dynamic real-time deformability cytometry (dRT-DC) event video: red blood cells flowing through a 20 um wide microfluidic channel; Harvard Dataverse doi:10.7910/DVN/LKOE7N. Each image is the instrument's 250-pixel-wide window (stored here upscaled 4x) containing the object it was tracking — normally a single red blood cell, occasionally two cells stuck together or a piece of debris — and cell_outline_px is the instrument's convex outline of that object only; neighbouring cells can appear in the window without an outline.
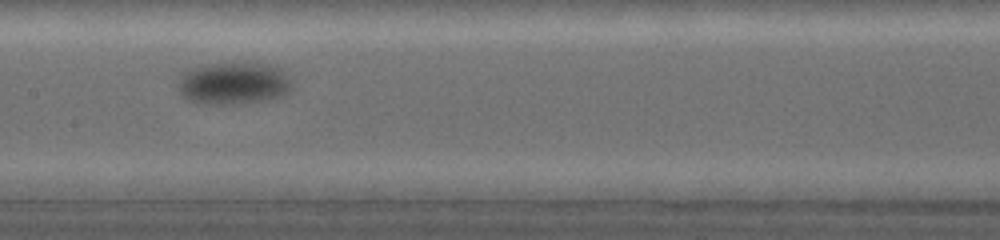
{"species": "common noctule bat (a hibernating species)", "species_latin": "Nyctalus noctula", "temperature_condition": "warm", "stored_images_in_passage": 44, "camera_frame_rate_fps": 5000, "um_per_image_px": 0.085, "animal": {"sex": "female", "body_mass_g": 19.0, "forearm_length_mm": 53.3}, "frame": {"image": 1, "passage_image": 13, "time_ms": 3.0, "image_size_px": [1000, 240], "cell_outline_px": [[292, 88], [288, 92], [280, 96], [264, 100], [240, 104], [204, 104], [188, 100], [180, 96], [176, 88], [180, 80], [188, 68], [204, 64], [244, 60], [268, 64], [288, 68], [292, 84]], "centroid_in_image_um": [19.9, 7.03], "position_along_channel_um": 187.5, "area_um2": 29.48}}